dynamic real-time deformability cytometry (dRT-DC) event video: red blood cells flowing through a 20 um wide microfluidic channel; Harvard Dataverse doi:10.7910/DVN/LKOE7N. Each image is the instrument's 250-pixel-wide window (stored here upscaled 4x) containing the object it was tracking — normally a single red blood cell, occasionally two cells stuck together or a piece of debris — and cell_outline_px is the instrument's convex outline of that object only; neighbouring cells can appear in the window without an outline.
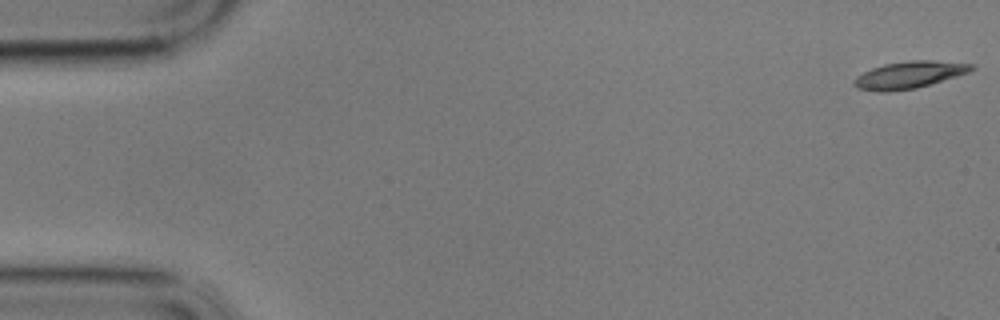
{"species": "common noctule bat (a hibernating species)", "species_latin": "Nyctalus noctula", "temperature_condition": "cold", "stored_images_in_passage": 9, "camera_frame_rate_fps": 3000, "um_per_image_px": 0.085, "animal": {"sex": "male", "body_mass_g": 17.9}, "frame": {"image": 1, "passage_image": 1, "time_ms": 0.0, "image_size_px": [1000, 320], "cell_outline_px": [[976, 68], [968, 72], [956, 76], [916, 88], [888, 92], [876, 92], [856, 88], [852, 84], [852, 80], [856, 76], [872, 68], [884, 64], [908, 60], [932, 60], [976, 64]], "centroid_in_image_um": [77.25, 6.36], "position_along_channel_um": 7.8, "area_um2": 18.67}}